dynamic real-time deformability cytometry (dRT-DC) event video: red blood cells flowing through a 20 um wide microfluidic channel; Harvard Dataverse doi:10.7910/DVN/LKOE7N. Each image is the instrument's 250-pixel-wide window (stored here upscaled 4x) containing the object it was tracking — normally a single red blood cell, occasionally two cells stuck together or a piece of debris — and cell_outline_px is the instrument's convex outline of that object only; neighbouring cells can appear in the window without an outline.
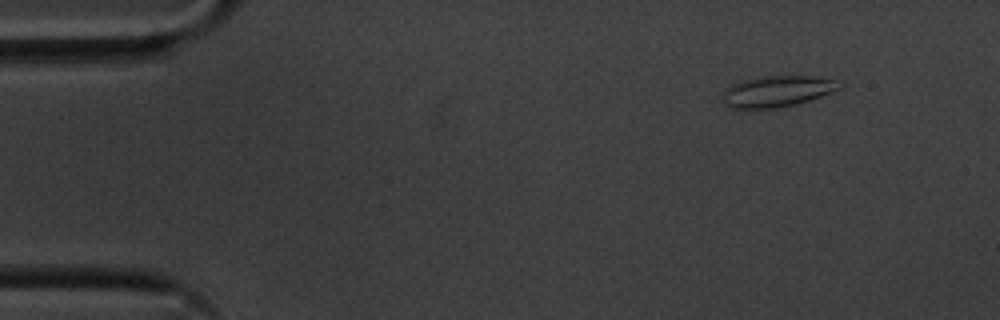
{"species": "common noctule bat (a hibernating species)", "species_latin": "Nyctalus noctula", "temperature_condition": "cold", "stored_images_in_passage": 27, "camera_frame_rate_fps": 3000, "um_per_image_px": 0.085, "animal": {"sex": "male", "body_mass_g": 20.1, "forearm_length_mm": 53.5}, "frame": {"image": 1, "passage_image": 1, "time_ms": 0.0, "image_size_px": [1000, 320], "cell_outline_px": [[844, 84], [840, 88], [832, 92], [796, 104], [776, 108], [728, 108], [724, 104], [724, 88], [732, 84], [744, 80], [764, 76], [812, 76], [832, 80]], "centroid_in_image_um": [66.03, 7.76], "position_along_channel_um": 19.0, "area_um2": 20.92}}
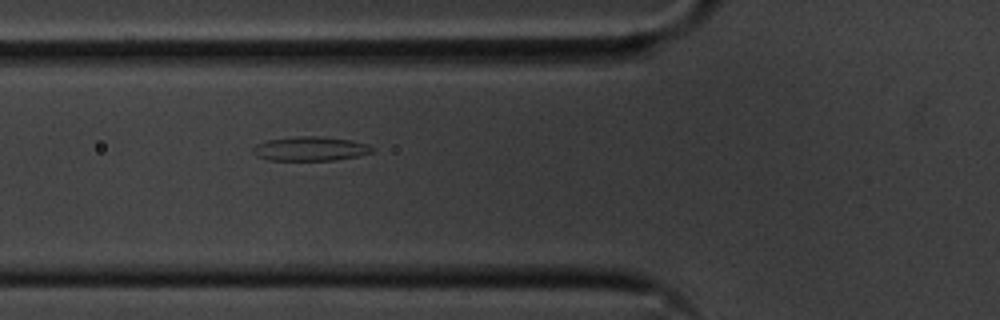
{"frame": {"image": 2, "passage_image": 15, "time_ms": 4.667, "image_size_px": [1000, 320], "cell_outline_px": [[376, 148], [372, 152], [356, 156], [336, 160], [268, 160], [256, 156], [252, 152], [252, 148], [256, 144], [268, 140], [296, 136], [316, 136], [352, 140], [368, 144]], "centroid_in_image_um": [26.37, 12.64], "position_along_channel_um": 99.4, "area_um2": 16.88}}
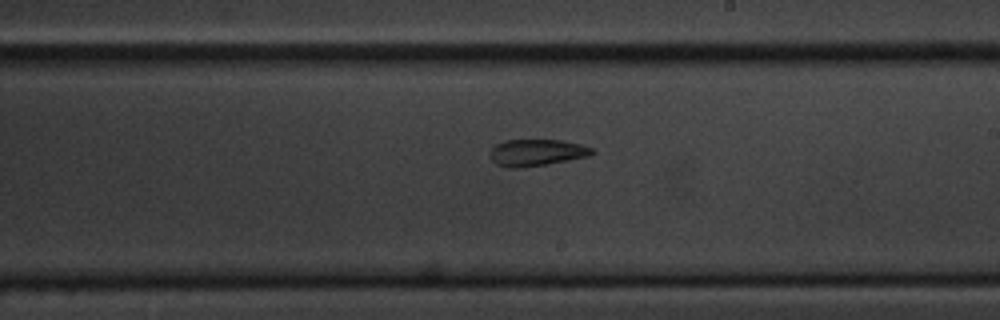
{"frame": {"image": 3, "passage_image": 27, "time_ms": 8.667, "image_size_px": [1000, 320], "cell_outline_px": [[596, 152], [592, 156], [544, 164], [516, 168], [508, 168], [496, 164], [488, 156], [488, 152], [496, 144], [504, 140], [560, 140], [580, 144], [592, 148]], "centroid_in_image_um": [45.59, 12.96], "position_along_channel_um": 243.4, "area_um2": 15.95}}